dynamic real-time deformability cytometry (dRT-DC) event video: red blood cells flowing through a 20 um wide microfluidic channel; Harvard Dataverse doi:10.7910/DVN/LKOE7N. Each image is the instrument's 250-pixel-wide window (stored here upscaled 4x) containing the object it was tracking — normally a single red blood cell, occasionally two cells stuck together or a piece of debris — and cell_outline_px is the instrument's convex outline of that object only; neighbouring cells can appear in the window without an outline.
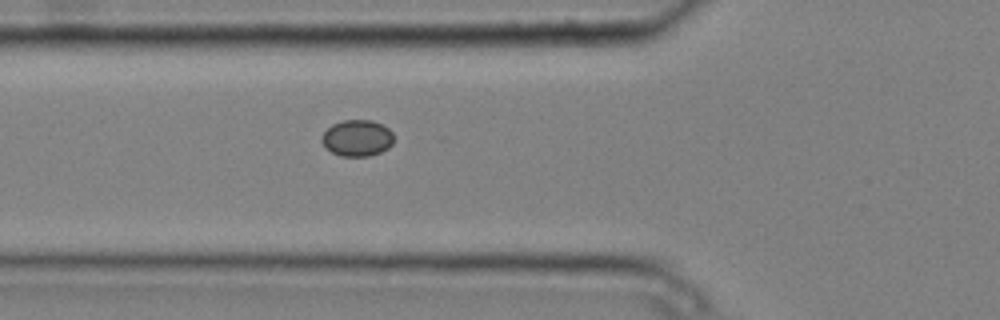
{"species": "common noctule bat (a hibernating species)", "species_latin": "Nyctalus noctula", "temperature_condition": "cold", "stored_images_in_passage": 2, "camera_frame_rate_fps": 3000, "um_per_image_px": 0.085, "animal": {"sex": "male", "body_mass_g": 20.4}, "frame": {"image": 1, "passage_image": 2, "time_ms": 0.333, "image_size_px": [1000, 320], "cell_outline_px": [[392, 144], [388, 148], [380, 152], [368, 156], [340, 156], [324, 148], [320, 140], [320, 136], [332, 124], [344, 120], [372, 120], [388, 128], [392, 132]], "centroid_in_image_um": [30.31, 11.74], "position_along_channel_um": 95.5, "area_um2": 15.32}}